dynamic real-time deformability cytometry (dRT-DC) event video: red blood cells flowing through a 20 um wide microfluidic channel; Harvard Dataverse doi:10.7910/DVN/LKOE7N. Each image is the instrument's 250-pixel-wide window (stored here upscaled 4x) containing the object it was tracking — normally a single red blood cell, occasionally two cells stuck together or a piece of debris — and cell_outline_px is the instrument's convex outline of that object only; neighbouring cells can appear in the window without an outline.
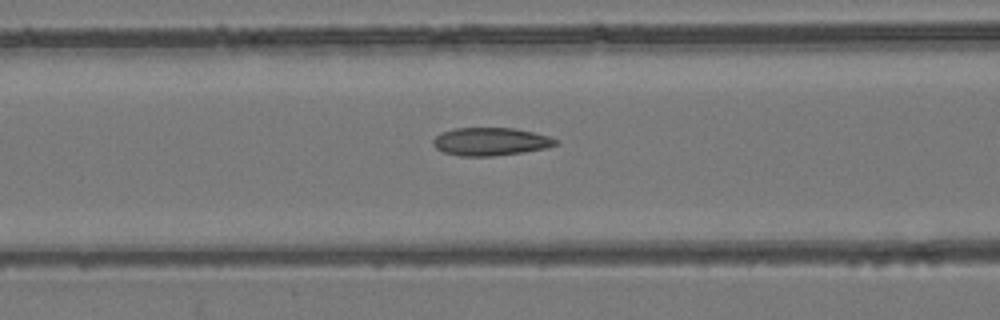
{"species": "common noctule bat (a hibernating species)", "species_latin": "Nyctalus noctula", "temperature_condition": "room temperature", "stored_images_in_passage": 52, "camera_frame_rate_fps": 3000, "um_per_image_px": 0.085, "animal": {"sex": "female", "body_mass_g": 24.6, "forearm_length_mm": 56.2}, "frame": {"image": 1, "passage_image": 20, "time_ms": 6.333, "image_size_px": [1000, 320], "cell_outline_px": [[560, 144], [548, 148], [524, 152], [492, 156], [460, 156], [444, 152], [436, 148], [432, 144], [432, 140], [440, 132], [456, 128], [516, 128], [552, 136], [560, 140]], "centroid_in_image_um": [41.77, 12.03], "position_along_channel_um": 124.8, "area_um2": 20.35}}
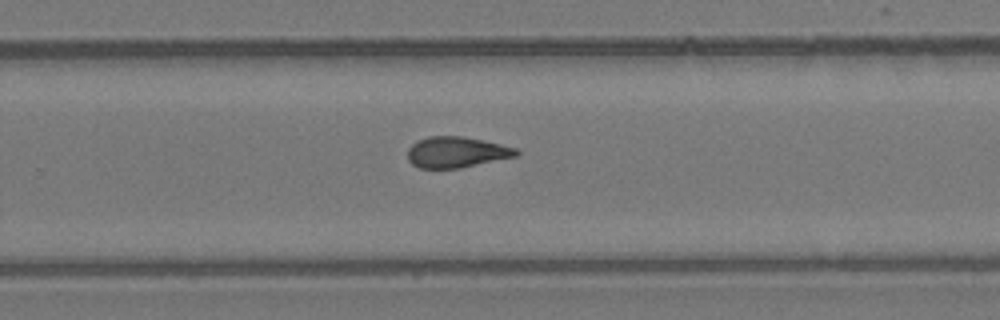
{"frame": {"image": 2, "passage_image": 33, "time_ms": 10.667, "image_size_px": [1000, 320], "cell_outline_px": [[520, 152], [516, 156], [460, 168], [420, 168], [412, 164], [408, 160], [408, 148], [416, 140], [428, 136], [460, 136], [484, 140], [516, 148]], "centroid_in_image_um": [38.77, 12.93], "position_along_channel_um": 291.0, "area_um2": 19.54}}
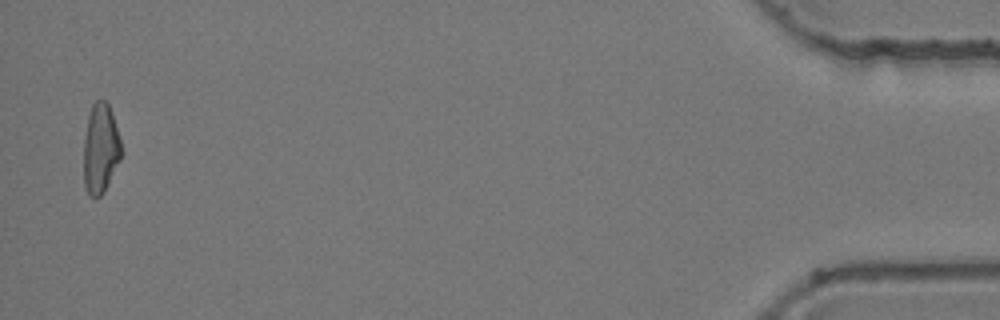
{"frame": {"image": 3, "passage_image": 51, "time_ms": 16.667, "image_size_px": [1000, 320], "cell_outline_px": [[124, 152], [104, 192], [100, 196], [88, 196], [84, 184], [84, 136], [88, 116], [92, 104], [96, 100], [104, 100], [108, 104], [112, 112]], "centroid_in_image_um": [8.56, 12.63], "position_along_channel_um": 426.6, "area_um2": 19.88}, "authors_computed_cell_mechanics": {"area_um2": 20.0855, "velocity_mm_per_s": 3.8397, "shape_relaxation_time_tau1_ms": null, "shape_relaxation_time_tau2_ms": 3.7693, "deformation_change_tau1": null, "deformation_change_tau2": 0.1191}}